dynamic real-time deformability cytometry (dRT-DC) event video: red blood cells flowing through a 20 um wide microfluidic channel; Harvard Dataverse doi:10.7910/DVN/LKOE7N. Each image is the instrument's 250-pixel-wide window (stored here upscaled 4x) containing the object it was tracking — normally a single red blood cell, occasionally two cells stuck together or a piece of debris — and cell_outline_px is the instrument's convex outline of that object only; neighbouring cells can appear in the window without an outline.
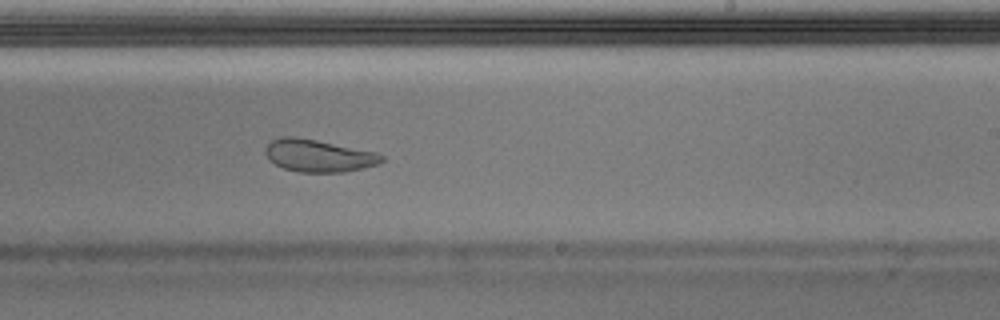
{"species": "Egyptian fruit bat (a non-hibernating species)", "species_latin": "Rousettus aegyptiacus", "temperature_condition": "warm", "stored_images_in_passage": 51, "camera_frame_rate_fps": 3000, "um_per_image_px": 0.085, "animal": {"sex": "male"}, "frame": {"image": 1, "passage_image": 30, "time_ms": 9.667, "image_size_px": [1000, 320], "cell_outline_px": [[384, 160], [380, 164], [364, 168], [344, 172], [300, 172], [284, 168], [268, 160], [264, 152], [264, 148], [272, 140], [284, 136], [296, 136], [376, 152], [384, 156]], "centroid_in_image_um": [27.07, 13.23], "position_along_channel_um": 261.9, "area_um2": 22.02}, "authors_computed_cell_mechanics": {"area_um2": 24.3338, "velocity_mm_per_s": 3.9507, "shape_relaxation_time_tau1_ms": 9.8814, "shape_relaxation_time_tau2_ms": 1.9671, "deformation_change_tau1": 0.2506, "deformation_change_tau2": 0.0782}}